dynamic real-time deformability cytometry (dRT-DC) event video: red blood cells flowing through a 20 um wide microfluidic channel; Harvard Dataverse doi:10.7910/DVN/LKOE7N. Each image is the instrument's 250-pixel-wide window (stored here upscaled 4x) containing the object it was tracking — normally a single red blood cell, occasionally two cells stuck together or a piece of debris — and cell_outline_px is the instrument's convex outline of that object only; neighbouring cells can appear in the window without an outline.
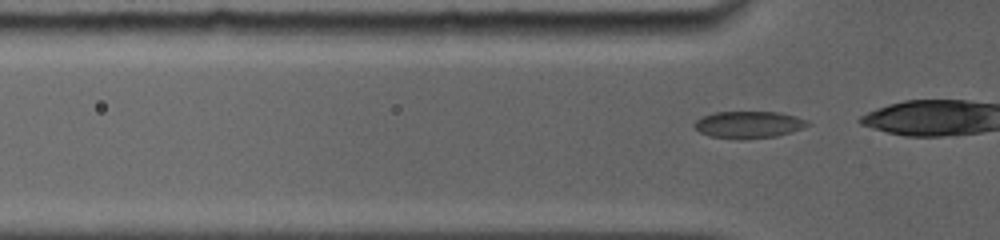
{"species": "common noctule bat (a hibernating species)", "species_latin": "Nyctalus noctula", "temperature_condition": "room temperature", "stored_images_in_passage": 12, "camera_frame_rate_fps": 5000, "um_per_image_px": 0.085, "animal": {"sex": "female", "body_mass_g": 19.0, "forearm_length_mm": 56.7}, "frame": {"image": 1, "passage_image": 3, "time_ms": 0.2, "image_size_px": [1000, 240], "cell_outline_px": [[812, 124], [804, 128], [792, 132], [776, 136], [708, 136], [700, 132], [692, 124], [700, 116], [716, 112], [780, 112], [796, 116], [808, 120]], "centroid_in_image_um": [63.68, 10.54], "position_along_channel_um": 62.1, "area_um2": 17.17}}